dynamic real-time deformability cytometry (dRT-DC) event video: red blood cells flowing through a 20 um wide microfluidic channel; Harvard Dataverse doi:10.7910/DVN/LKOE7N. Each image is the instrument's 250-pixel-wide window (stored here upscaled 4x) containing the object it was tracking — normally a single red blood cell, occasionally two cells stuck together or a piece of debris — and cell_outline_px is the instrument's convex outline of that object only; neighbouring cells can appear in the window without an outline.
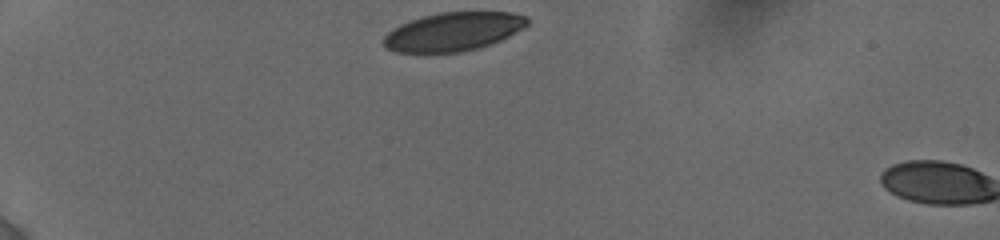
{"species": "human", "species_latin": "Homo sapiens", "temperature_condition": "cold", "stored_images_in_passage": 3, "camera_frame_rate_fps": 3000, "um_per_image_px": 0.085, "donor": {"sex": "female"}, "frame": {"image": 1, "passage_image": 1, "time_ms": 0.0, "image_size_px": [1000, 240], "cell_outline_px": [[528, 24], [524, 28], [492, 44], [460, 52], [396, 52], [388, 48], [380, 40], [392, 28], [400, 24], [424, 16], [440, 12], [512, 12], [528, 16]], "centroid_in_image_um": [38.54, 2.68], "position_along_channel_um": 46.5, "area_um2": 32.25}}